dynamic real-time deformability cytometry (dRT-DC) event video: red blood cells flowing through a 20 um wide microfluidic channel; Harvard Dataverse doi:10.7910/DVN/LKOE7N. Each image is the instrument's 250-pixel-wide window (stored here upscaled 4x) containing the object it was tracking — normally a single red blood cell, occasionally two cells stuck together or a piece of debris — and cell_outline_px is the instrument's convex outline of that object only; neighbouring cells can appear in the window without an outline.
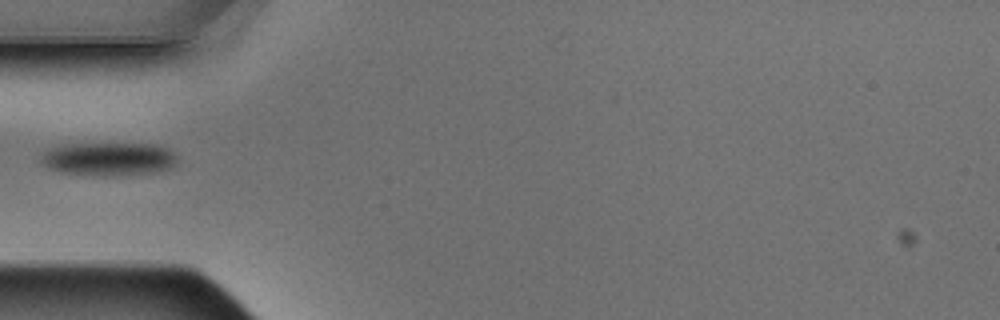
{"species": "Egyptian fruit bat (a non-hibernating species)", "species_latin": "Rousettus aegyptiacus", "temperature_condition": "warm", "stored_images_in_passage": 1, "camera_frame_rate_fps": 3000, "um_per_image_px": 0.085, "animal": {"sex": "male"}, "frame": {"image": 1, "passage_image": 1, "time_ms": 0.0, "image_size_px": [1000, 320], "cell_outline_px": [[176, 164], [172, 168], [160, 172], [124, 176], [104, 176], [60, 172], [48, 168], [40, 164], [40, 156], [44, 152], [52, 148], [68, 144], [156, 144], [168, 148], [176, 156]], "centroid_in_image_um": [9.27, 13.53], "position_along_channel_um": 75.7, "area_um2": 26.88}}